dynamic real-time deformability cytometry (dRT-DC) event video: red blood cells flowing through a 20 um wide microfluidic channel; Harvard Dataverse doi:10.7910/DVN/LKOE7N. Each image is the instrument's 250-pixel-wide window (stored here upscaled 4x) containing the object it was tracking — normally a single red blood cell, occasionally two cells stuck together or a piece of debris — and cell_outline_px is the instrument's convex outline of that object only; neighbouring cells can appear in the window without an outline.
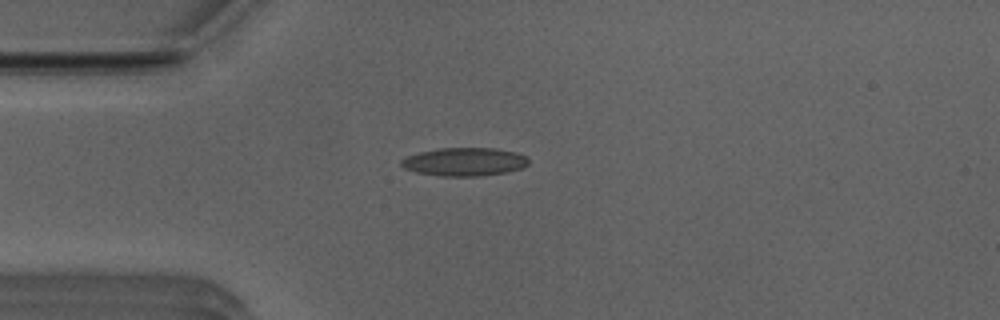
{"species": "Egyptian fruit bat (a non-hibernating species)", "species_latin": "Rousettus aegyptiacus", "temperature_condition": "room temperature", "stored_images_in_passage": 40, "camera_frame_rate_fps": 3000, "um_per_image_px": 0.085, "animal": {"sex": "male"}, "frame": {"image": 1, "passage_image": 2, "time_ms": 0.333, "image_size_px": [1000, 320], "cell_outline_px": [[528, 164], [524, 168], [508, 172], [480, 176], [440, 176], [416, 172], [404, 168], [400, 164], [400, 160], [408, 156], [420, 152], [440, 148], [496, 148], [516, 152], [528, 156]], "centroid_in_image_um": [39.52, 13.75], "position_along_channel_um": 45.5, "area_um2": 21.15}}
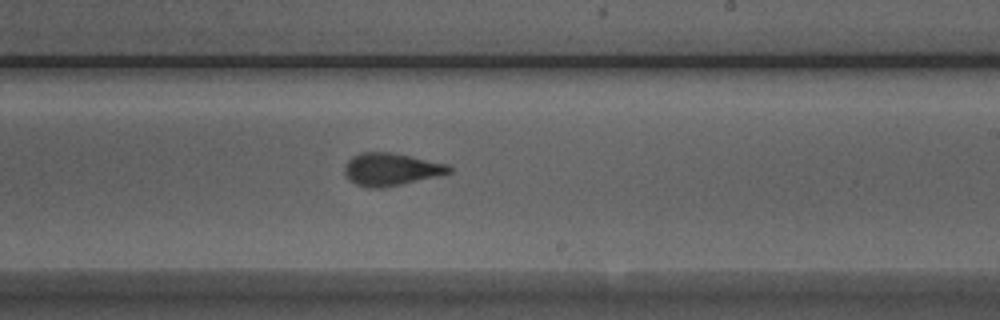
{"frame": {"image": 2, "passage_image": 19, "time_ms": 6.0, "image_size_px": [1000, 320], "cell_outline_px": [[452, 172], [436, 176], [384, 188], [368, 188], [356, 184], [348, 180], [344, 172], [344, 168], [348, 160], [352, 156], [360, 152], [392, 152], [448, 164], [452, 168]], "centroid_in_image_um": [33.2, 14.39], "position_along_channel_um": 255.8, "area_um2": 19.88}}
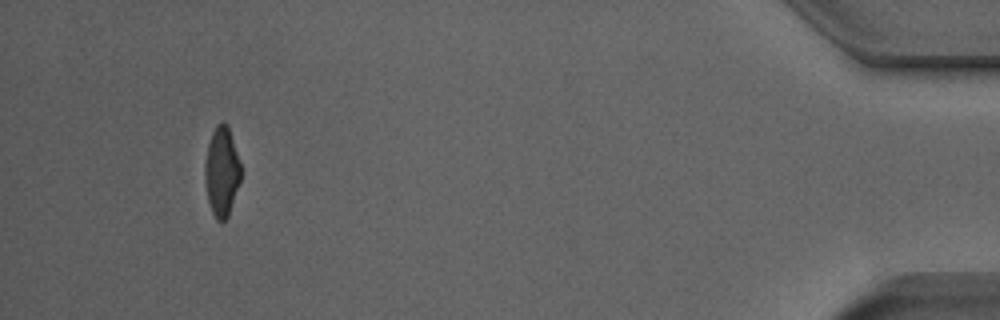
{"frame": {"image": 3, "passage_image": 37, "time_ms": 12.0, "image_size_px": [1000, 320], "cell_outline_px": [[244, 172], [228, 216], [224, 220], [216, 220], [212, 212], [208, 200], [204, 176], [204, 164], [208, 144], [212, 132], [216, 124], [220, 120], [224, 120], [228, 124]], "centroid_in_image_um": [18.88, 14.52], "position_along_channel_um": 416.3, "area_um2": 19.31}, "authors_computed_cell_mechanics": {"area_um2": 19.7387, "velocity_mm_per_s": 3.9562, "shape_relaxation_time_tau1_ms": 5.2983, "shape_relaxation_time_tau2_ms": 1.0025, "deformation_change_tau1": 0.1776, "deformation_change_tau2": 0.0793}}